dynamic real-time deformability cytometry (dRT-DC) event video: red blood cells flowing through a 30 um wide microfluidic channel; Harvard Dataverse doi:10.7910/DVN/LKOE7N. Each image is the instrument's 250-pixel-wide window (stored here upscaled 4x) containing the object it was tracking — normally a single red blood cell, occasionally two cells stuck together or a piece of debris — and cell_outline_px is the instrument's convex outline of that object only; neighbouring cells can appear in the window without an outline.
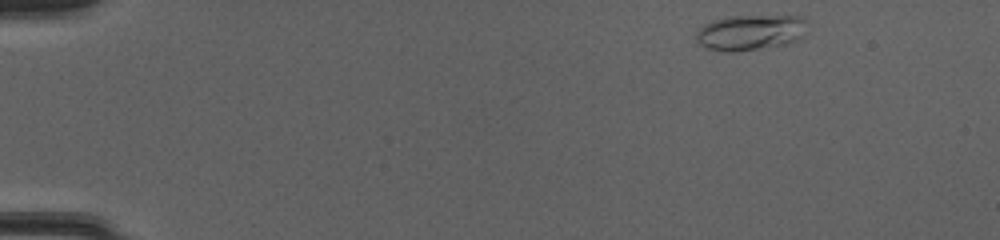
{"species": "common noctule bat (a hibernating species)", "species_latin": "Nyctalus noctula", "temperature_condition": "cold", "stored_images_in_passage": 45, "camera_frame_rate_fps": 3000, "um_per_image_px": 0.085, "animal": {"sex": "female", "body_mass_g": 20.0, "forearm_length_mm": 54.0}, "frame": {"image": 1, "passage_image": 1, "time_ms": 0.0, "image_size_px": [1000, 240], "cell_outline_px": [[804, 36], [788, 44], [736, 52], [720, 52], [704, 48], [696, 40], [696, 32], [704, 24], [712, 20], [724, 16], [804, 16]], "centroid_in_image_um": [63.72, 2.77], "position_along_channel_um": 21.3, "area_um2": 23.29}}
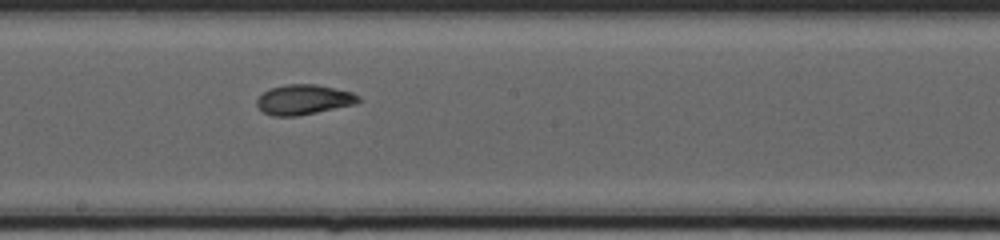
{"frame": {"image": 2, "passage_image": 24, "time_ms": 7.667, "image_size_px": [1000, 240], "cell_outline_px": [[364, 100], [356, 104], [296, 116], [272, 116], [264, 112], [256, 104], [256, 100], [268, 88], [284, 84], [316, 84], [352, 92], [360, 96]], "centroid_in_image_um": [25.84, 8.46], "position_along_channel_um": 222.4, "area_um2": 17.86}}
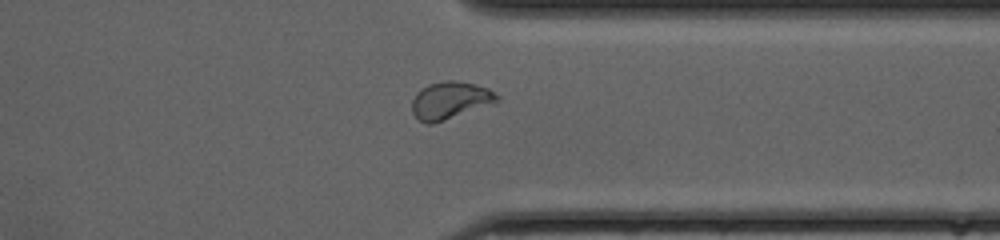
{"frame": {"image": 3, "passage_image": 35, "time_ms": 11.333, "image_size_px": [1000, 240], "cell_outline_px": [[500, 100], [496, 104], [432, 124], [424, 124], [412, 112], [412, 100], [416, 92], [428, 84], [444, 80], [456, 80], [488, 88], [500, 96]], "centroid_in_image_um": [38.29, 8.54], "position_along_channel_um": 373.1, "area_um2": 18.84}, "authors_computed_cell_mechanics": {"area_um2": 18.0914, "velocity_mm_per_s": 4.1325, "shape_relaxation_time_tau1_ms": 5.0204, "shape_relaxation_time_tau2_ms": 1.4617, "deformation_change_tau1": 0.1937, "deformation_change_tau2": 0.0751}}